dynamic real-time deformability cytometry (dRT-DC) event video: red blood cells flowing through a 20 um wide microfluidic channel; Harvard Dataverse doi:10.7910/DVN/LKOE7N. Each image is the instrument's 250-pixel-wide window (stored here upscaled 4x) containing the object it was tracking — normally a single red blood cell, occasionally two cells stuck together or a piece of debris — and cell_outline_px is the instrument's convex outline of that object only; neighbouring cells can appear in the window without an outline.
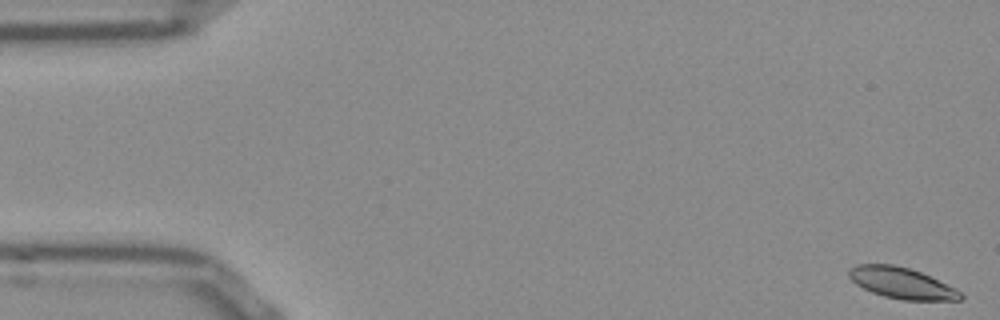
{"species": "Egyptian fruit bat (a non-hibernating species)", "species_latin": "Rousettus aegyptiacus", "temperature_condition": "room temperature", "stored_images_in_passage": 53, "camera_frame_rate_fps": 3000, "um_per_image_px": 0.085, "frame": {"image": 1, "passage_image": 1, "time_ms": 0.0, "image_size_px": [1000, 320], "cell_outline_px": [[964, 300], [904, 300], [884, 296], [872, 292], [856, 284], [848, 276], [848, 268], [856, 264], [892, 264], [908, 268], [920, 272], [956, 288], [964, 296]], "centroid_in_image_um": [76.63, 24.06], "position_along_channel_um": 8.4, "area_um2": 20.17}}
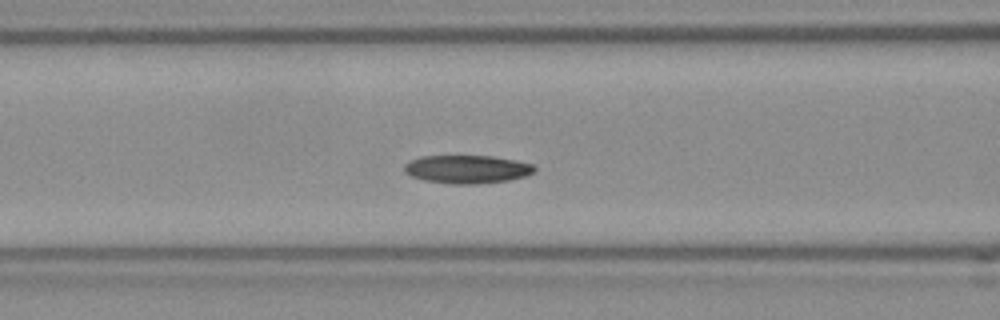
{"frame": {"image": 2, "passage_image": 21, "time_ms": 6.667, "image_size_px": [1000, 320], "cell_outline_px": [[536, 168], [532, 172], [524, 176], [508, 180], [476, 184], [452, 184], [424, 180], [412, 176], [404, 172], [404, 164], [420, 156], [492, 156], [516, 160], [532, 164]], "centroid_in_image_um": [39.68, 14.38], "position_along_channel_um": 126.9, "area_um2": 21.27}}
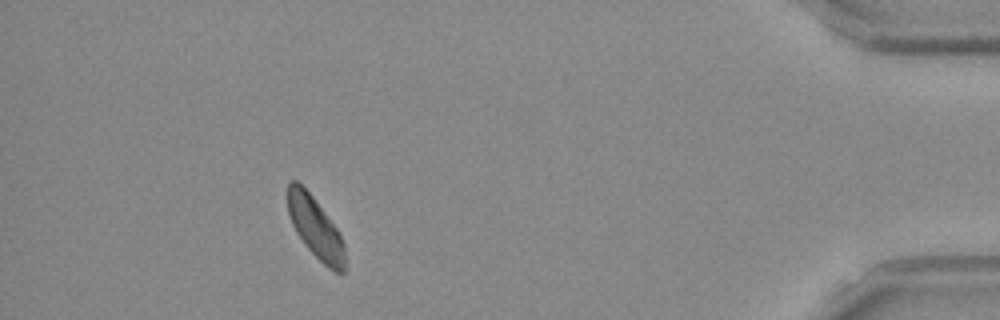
{"frame": {"image": 3, "passage_image": 48, "time_ms": 15.667, "image_size_px": [1000, 320], "cell_outline_px": [[344, 272], [336, 272], [328, 268], [304, 244], [296, 232], [292, 224], [288, 212], [288, 180], [296, 180], [312, 196], [336, 228], [344, 244]], "centroid_in_image_um": [26.78, 19.34], "position_along_channel_um": 408.4, "area_um2": 19.83}, "authors_computed_cell_mechanics": {"area_um2": 20.9236, "velocity_mm_per_s": 3.7953, "shape_relaxation_time_tau1_ms": 3.545, "shape_relaxation_time_tau2_ms": null, "deformation_change_tau1": 0.0897, "deformation_change_tau2": null}}